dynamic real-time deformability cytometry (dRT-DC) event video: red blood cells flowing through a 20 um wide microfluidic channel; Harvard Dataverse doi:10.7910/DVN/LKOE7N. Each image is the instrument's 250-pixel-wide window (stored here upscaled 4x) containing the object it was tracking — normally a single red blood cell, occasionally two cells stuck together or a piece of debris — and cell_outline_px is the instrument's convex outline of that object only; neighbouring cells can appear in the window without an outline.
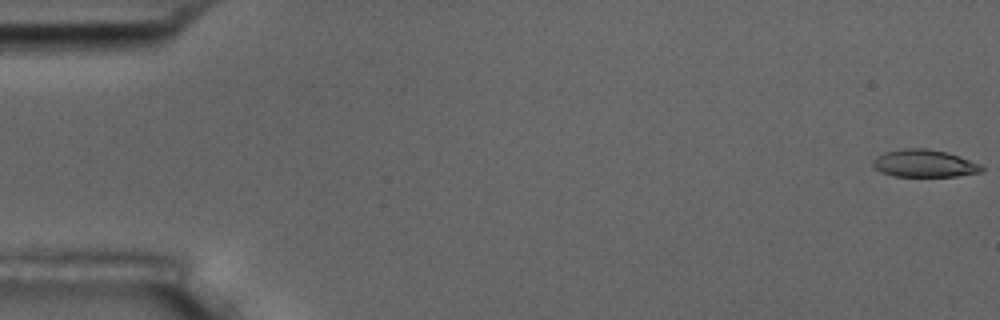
{"species": "common noctule bat (a hibernating species)", "species_latin": "Nyctalus noctula", "temperature_condition": "room temperature", "stored_images_in_passage": 56, "camera_frame_rate_fps": 3000, "um_per_image_px": 0.085, "animal": {"sex": "male", "body_mass_g": 17.5, "forearm_length_mm": 52.3}, "frame": {"image": 1, "passage_image": 1, "time_ms": 0.0, "image_size_px": [1000, 320], "cell_outline_px": [[984, 168], [980, 172], [956, 176], [892, 176], [880, 172], [872, 164], [872, 160], [876, 156], [884, 152], [904, 148], [924, 148], [948, 152], [980, 164]], "centroid_in_image_um": [78.53, 13.88], "position_along_channel_um": 6.5, "area_um2": 17.4}}
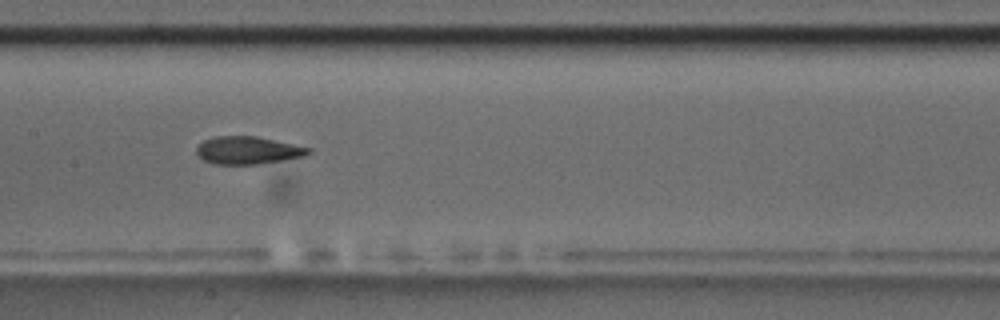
{"frame": {"image": 2, "passage_image": 28, "time_ms": 9.0, "image_size_px": [1000, 320], "cell_outline_px": [[312, 152], [304, 156], [256, 164], [212, 164], [204, 160], [196, 152], [196, 148], [204, 140], [216, 136], [256, 136], [312, 148]], "centroid_in_image_um": [21.07, 12.77], "position_along_channel_um": 186.3, "area_um2": 17.86}}
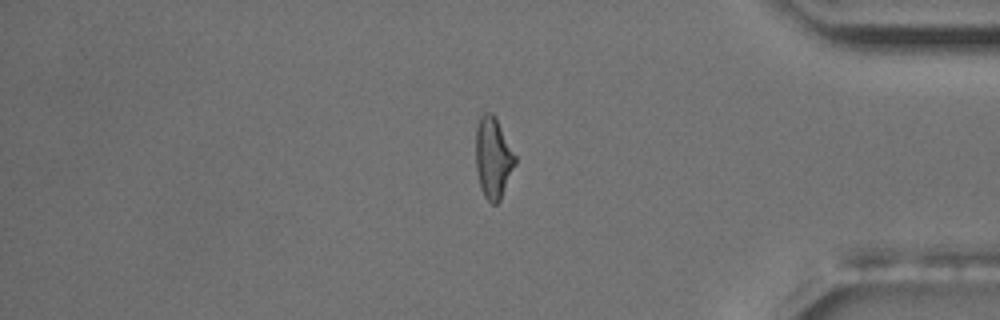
{"frame": {"image": 3, "passage_image": 47, "time_ms": 15.333, "image_size_px": [1000, 320], "cell_outline_px": [[516, 164], [500, 200], [496, 204], [492, 204], [484, 196], [480, 184], [476, 168], [476, 128], [480, 116], [484, 112], [492, 112], [516, 156]], "centroid_in_image_um": [41.91, 13.42], "position_along_channel_um": 393.3, "area_um2": 18.38}, "authors_computed_cell_mechanics": {"area_um2": 18.1203, "velocity_mm_per_s": 3.6677, "shape_relaxation_time_tau1_ms": 11.2605, "shape_relaxation_time_tau2_ms": 2.6324, "deformation_change_tau1": 0.249, "deformation_change_tau2": 0.1152}}